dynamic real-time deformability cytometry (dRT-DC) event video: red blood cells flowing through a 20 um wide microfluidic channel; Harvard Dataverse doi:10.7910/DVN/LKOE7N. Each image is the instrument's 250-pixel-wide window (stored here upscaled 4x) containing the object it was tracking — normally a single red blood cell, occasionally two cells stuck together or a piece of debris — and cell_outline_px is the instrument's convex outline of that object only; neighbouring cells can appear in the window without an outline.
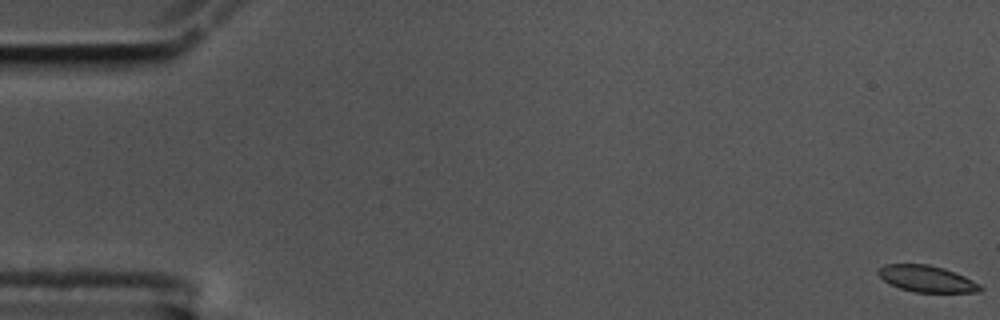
{"species": "common noctule bat (a hibernating species)", "species_latin": "Nyctalus noctula", "temperature_condition": "cold", "stored_images_in_passage": 59, "camera_frame_rate_fps": 3000, "um_per_image_px": 0.085, "animal": {"sex": "male", "body_mass_g": 17.5, "forearm_length_mm": 52.3}, "frame": {"image": 1, "passage_image": 1, "time_ms": 0.0, "image_size_px": [1000, 320], "cell_outline_px": [[984, 288], [980, 292], [912, 292], [888, 284], [876, 272], [884, 264], [928, 264], [944, 268], [964, 276], [980, 284]], "centroid_in_image_um": [78.77, 23.7], "position_along_channel_um": 6.2, "area_um2": 15.78}}
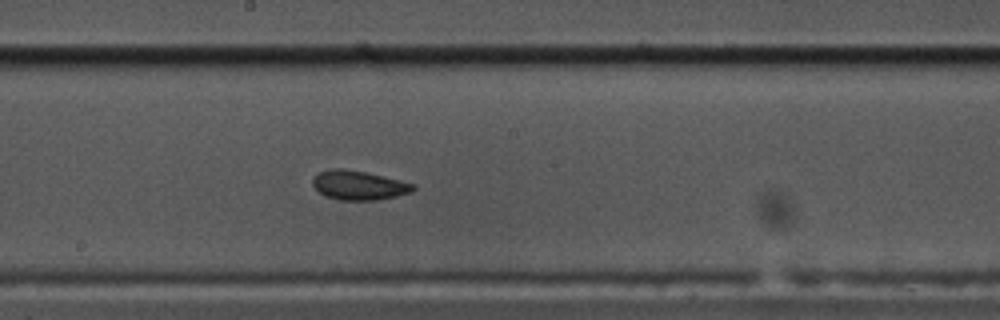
{"frame": {"image": 2, "passage_image": 32, "time_ms": 10.333, "image_size_px": [1000, 320], "cell_outline_px": [[416, 188], [412, 192], [396, 196], [376, 200], [340, 200], [324, 196], [312, 184], [312, 180], [320, 172], [332, 168], [340, 168], [364, 172], [384, 176], [416, 184]], "centroid_in_image_um": [30.52, 15.75], "position_along_channel_um": 217.7, "area_um2": 17.05}}
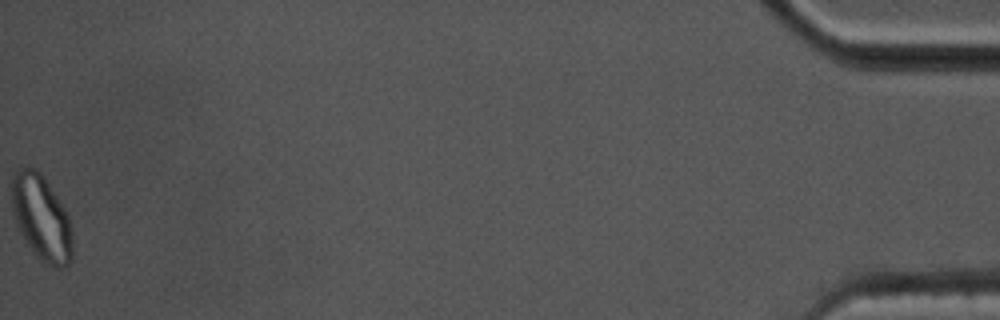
{"frame": {"image": 3, "passage_image": 59, "time_ms": 19.333, "image_size_px": [1000, 320], "cell_outline_px": [[72, 260], [64, 268], [56, 268], [44, 264], [36, 256], [20, 232], [12, 212], [12, 176], [20, 168], [28, 164], [36, 168], [40, 172], [64, 208], [68, 216], [72, 232]], "centroid_in_image_um": [3.52, 18.52], "position_along_channel_um": 431.7, "area_um2": 30.29}, "authors_computed_cell_mechanics": {"area_um2": 17.051, "velocity_mm_per_s": 3.487, "shape_relaxation_time_tau1_ms": null, "shape_relaxation_time_tau2_ms": 2.8006, "deformation_change_tau1": null, "deformation_change_tau2": 0.0646}}